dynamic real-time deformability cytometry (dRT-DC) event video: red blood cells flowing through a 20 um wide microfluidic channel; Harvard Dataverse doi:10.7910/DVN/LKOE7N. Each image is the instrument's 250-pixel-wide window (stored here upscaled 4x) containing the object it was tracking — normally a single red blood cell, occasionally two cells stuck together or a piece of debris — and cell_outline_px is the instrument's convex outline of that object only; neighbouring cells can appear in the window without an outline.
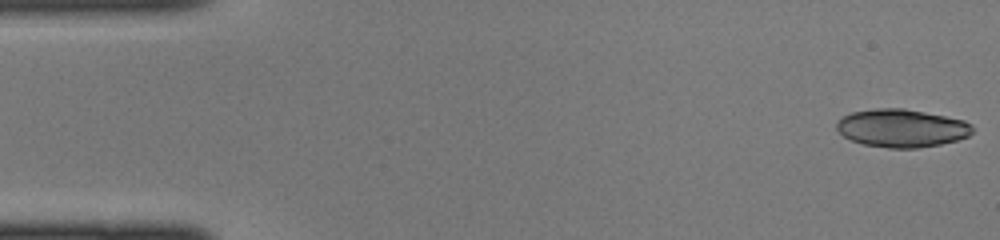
{"species": "common noctule bat (a hibernating species)", "species_latin": "Nyctalus noctula", "temperature_condition": "cold", "stored_images_in_passage": 44, "camera_frame_rate_fps": 3000, "um_per_image_px": 0.085, "animal": {"sex": "female", "body_mass_g": 22.0, "forearm_length_mm": 56.7}, "frame": {"image": 1, "passage_image": 1, "time_ms": 0.0, "image_size_px": [1000, 240], "cell_outline_px": [[972, 132], [968, 136], [956, 140], [940, 144], [916, 148], [888, 148], [864, 144], [852, 140], [844, 136], [836, 128], [836, 124], [844, 116], [852, 112], [876, 108], [904, 108], [964, 120], [972, 124]], "centroid_in_image_um": [76.65, 10.89], "position_along_channel_um": 8.4, "area_um2": 29.82}}